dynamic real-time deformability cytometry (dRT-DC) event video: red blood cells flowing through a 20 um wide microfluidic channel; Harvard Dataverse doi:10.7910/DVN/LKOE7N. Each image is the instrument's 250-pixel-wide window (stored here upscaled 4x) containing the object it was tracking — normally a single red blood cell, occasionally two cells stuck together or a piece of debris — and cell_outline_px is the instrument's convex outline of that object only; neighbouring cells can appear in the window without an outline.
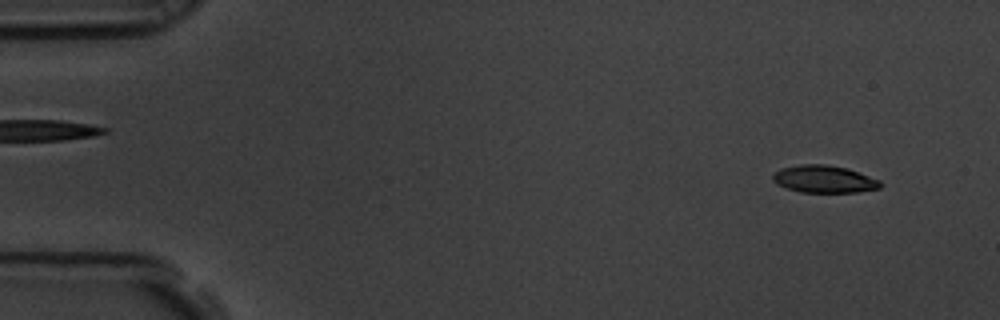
{"species": "common noctule bat (a hibernating species)", "species_latin": "Nyctalus noctula", "temperature_condition": "room temperature", "stored_images_in_passage": 57, "camera_frame_rate_fps": 3000, "um_per_image_px": 0.085, "animal": {"sex": "male", "body_mass_g": 19.5, "forearm_length_mm": 54.6}, "frame": {"image": 1, "passage_image": 4, "time_ms": 1.0, "image_size_px": [1000, 320], "cell_outline_px": [[880, 188], [856, 192], [800, 192], [776, 184], [772, 180], [772, 176], [780, 168], [800, 164], [828, 164], [848, 168], [880, 180]], "centroid_in_image_um": [70.03, 15.21], "position_along_channel_um": 15.0, "area_um2": 17.17}}
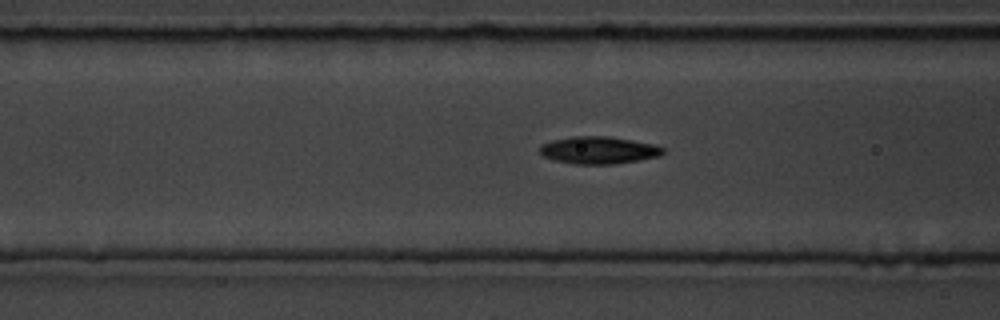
{"frame": {"image": 2, "passage_image": 22, "time_ms": 7.0, "image_size_px": [1000, 320], "cell_outline_px": [[664, 152], [660, 156], [640, 160], [612, 164], [576, 164], [556, 160], [544, 156], [540, 152], [540, 144], [552, 140], [572, 136], [608, 136], [656, 144], [664, 148]], "centroid_in_image_um": [50.91, 12.76], "position_along_channel_um": 115.7, "area_um2": 19.65}}
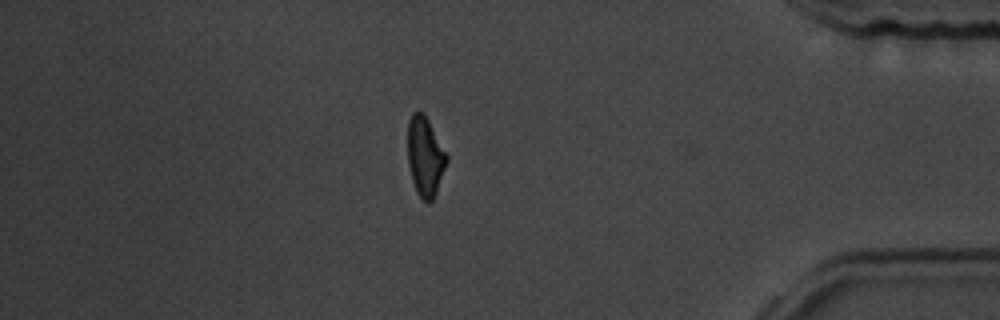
{"frame": {"image": 3, "passage_image": 49, "time_ms": 16.0, "image_size_px": [1000, 320], "cell_outline_px": [[448, 160], [436, 192], [432, 200], [428, 204], [416, 192], [412, 180], [408, 164], [408, 120], [412, 112], [424, 112], [448, 156]], "centroid_in_image_um": [36.13, 13.29], "position_along_channel_um": 399.1, "area_um2": 17.98}, "authors_computed_cell_mechanics": {"area_um2": 18.5538, "velocity_mm_per_s": 3.5474, "shape_relaxation_time_tau1_ms": 4.4348, "shape_relaxation_time_tau2_ms": 4.9065, "deformation_change_tau1": 0.1418, "deformation_change_tau2": 0.1156}}